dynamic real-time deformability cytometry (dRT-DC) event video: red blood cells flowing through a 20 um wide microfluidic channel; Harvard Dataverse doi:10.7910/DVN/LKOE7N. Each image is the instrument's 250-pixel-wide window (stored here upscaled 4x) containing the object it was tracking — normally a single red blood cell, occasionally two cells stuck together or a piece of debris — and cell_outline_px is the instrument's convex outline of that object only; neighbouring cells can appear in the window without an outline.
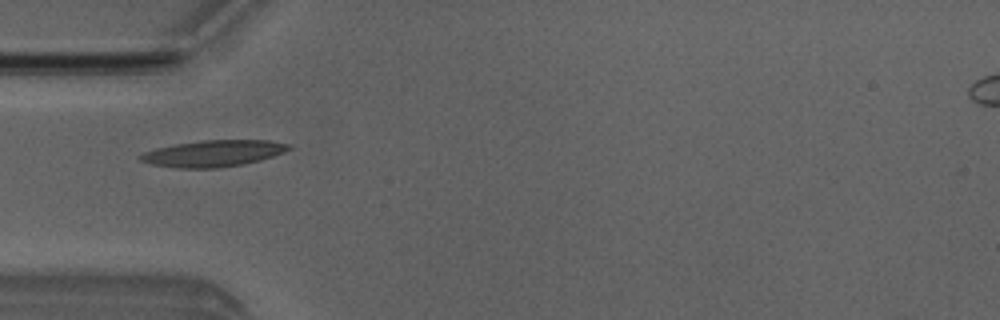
{"species": "Egyptian fruit bat (a non-hibernating species)", "species_latin": "Rousettus aegyptiacus", "temperature_condition": "room temperature", "stored_images_in_passage": 4, "camera_frame_rate_fps": 3000, "um_per_image_px": 0.085, "animal": {"sex": "male"}, "frame": {"image": 1, "passage_image": 3, "time_ms": 2.333, "image_size_px": [1000, 320], "cell_outline_px": [[292, 148], [284, 152], [260, 160], [244, 164], [216, 168], [180, 168], [152, 164], [140, 160], [136, 156], [144, 152], [156, 148], [176, 144], [204, 140], [272, 140], [292, 144]], "centroid_in_image_um": [18.16, 13.03], "position_along_channel_um": 66.8, "area_um2": 22.89}}